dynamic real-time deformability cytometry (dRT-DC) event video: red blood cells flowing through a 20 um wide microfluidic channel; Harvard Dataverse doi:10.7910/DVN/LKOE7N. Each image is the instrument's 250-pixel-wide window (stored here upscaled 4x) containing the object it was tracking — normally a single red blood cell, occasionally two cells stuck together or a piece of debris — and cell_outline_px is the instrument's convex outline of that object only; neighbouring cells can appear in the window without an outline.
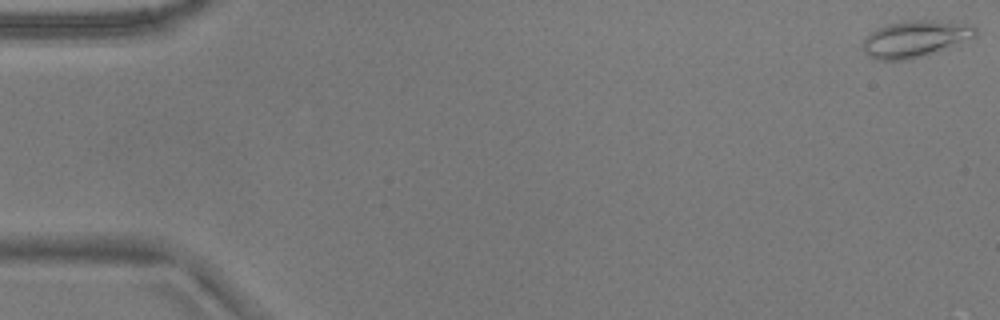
{"species": "common noctule bat (a hibernating species)", "species_latin": "Nyctalus noctula", "temperature_condition": "warm", "stored_images_in_passage": 25, "camera_frame_rate_fps": 3000, "um_per_image_px": 0.085, "animal": {"sex": "male", "body_mass_g": 17.9}, "frame": {"image": 1, "passage_image": 1, "time_ms": 0.0, "image_size_px": [1000, 320], "cell_outline_px": [[976, 36], [932, 52], [908, 60], [876, 60], [868, 56], [864, 52], [860, 44], [872, 32], [884, 24], [908, 20], [936, 20], [972, 24], [976, 28]], "centroid_in_image_um": [77.73, 3.28], "position_along_channel_um": 7.3, "area_um2": 23.81}}
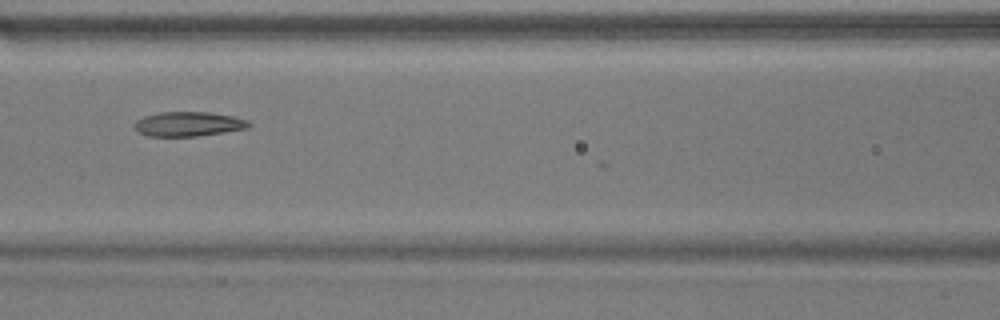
{"frame": {"image": 2, "passage_image": 24, "time_ms": 7.667, "image_size_px": [1000, 320], "cell_outline_px": [[252, 124], [248, 128], [224, 132], [196, 136], [148, 136], [136, 132], [132, 124], [136, 120], [144, 116], [160, 112], [212, 112], [232, 116], [248, 120]], "centroid_in_image_um": [15.98, 10.54], "position_along_channel_um": 150.6, "area_um2": 16.53}}